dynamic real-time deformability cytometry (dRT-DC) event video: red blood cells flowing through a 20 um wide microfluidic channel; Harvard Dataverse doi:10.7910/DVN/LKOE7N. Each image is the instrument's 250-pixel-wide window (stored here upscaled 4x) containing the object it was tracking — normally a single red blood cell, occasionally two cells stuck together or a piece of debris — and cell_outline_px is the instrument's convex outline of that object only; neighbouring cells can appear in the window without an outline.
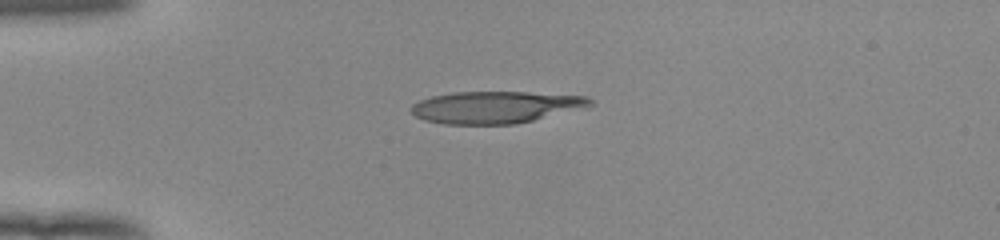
{"species": "human", "species_latin": "Homo sapiens", "temperature_condition": "room temperature", "stored_images_in_passage": 39, "camera_frame_rate_fps": 3000, "um_per_image_px": 0.085, "donor": {"sex": "female"}, "frame": {"image": 1, "passage_image": 1, "time_ms": 0.0, "image_size_px": [1000, 240], "cell_outline_px": [[596, 104], [516, 124], [444, 124], [424, 120], [416, 116], [408, 108], [412, 104], [420, 100], [432, 96], [452, 92], [528, 92], [588, 96]], "centroid_in_image_um": [42.08, 9.1], "position_along_channel_um": 42.9, "area_um2": 33.23}}
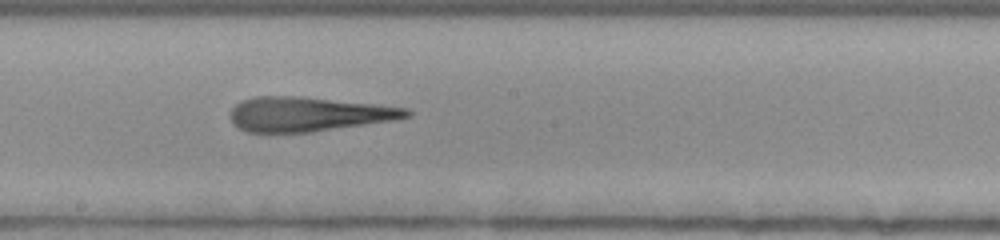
{"frame": {"image": 2, "passage_image": 17, "time_ms": 5.333, "image_size_px": [1000, 240], "cell_outline_px": [[412, 116], [396, 120], [312, 132], [248, 132], [232, 124], [232, 108], [240, 100], [256, 96], [296, 96], [376, 104], [408, 108], [412, 112]], "centroid_in_image_um": [26.25, 9.7], "position_along_channel_um": 222.0, "area_um2": 35.37}}
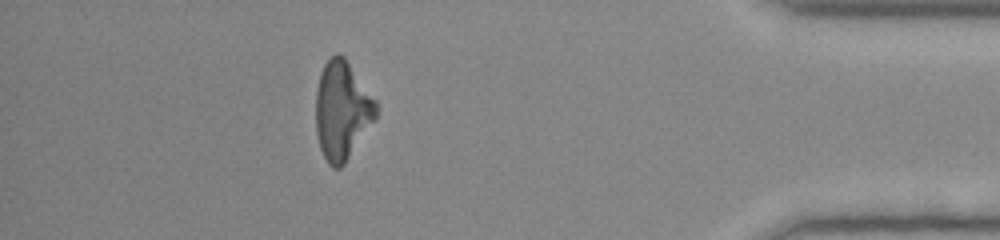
{"frame": {"image": 3, "passage_image": 34, "time_ms": 11.0, "image_size_px": [1000, 240], "cell_outline_px": [[380, 108], [376, 120], [344, 164], [340, 168], [332, 168], [328, 164], [320, 148], [316, 132], [316, 88], [324, 64], [332, 56], [344, 56], [376, 100]], "centroid_in_image_um": [29.1, 9.42], "position_along_channel_um": 406.1, "area_um2": 34.74}, "authors_computed_cell_mechanics": {"area_um2": 35.2002, "velocity_mm_per_s": 3.963, "shape_relaxation_time_tau1_ms": null, "shape_relaxation_time_tau2_ms": 2.5818, "deformation_change_tau1": null, "deformation_change_tau2": 0.172}}